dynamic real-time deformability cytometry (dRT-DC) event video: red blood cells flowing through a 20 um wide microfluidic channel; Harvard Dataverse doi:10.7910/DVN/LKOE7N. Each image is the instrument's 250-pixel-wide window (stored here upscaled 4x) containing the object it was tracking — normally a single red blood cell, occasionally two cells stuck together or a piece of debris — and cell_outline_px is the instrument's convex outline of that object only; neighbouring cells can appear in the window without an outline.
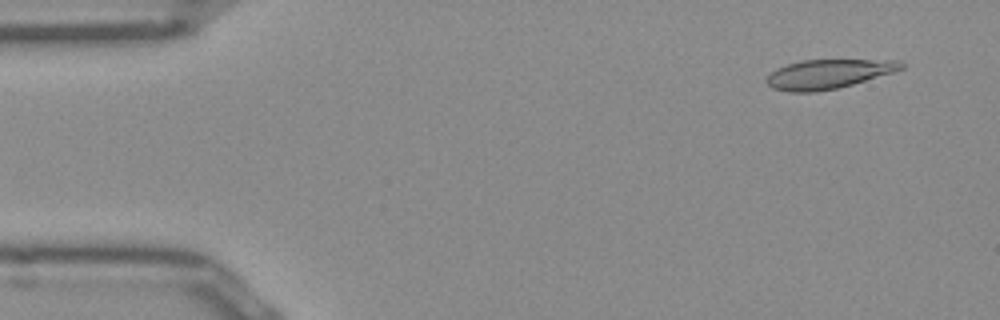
{"species": "Egyptian fruit bat (a non-hibernating species)", "species_latin": "Rousettus aegyptiacus", "temperature_condition": "room temperature", "stored_images_in_passage": 51, "camera_frame_rate_fps": 3000, "um_per_image_px": 0.085, "frame": {"image": 1, "passage_image": 4, "time_ms": 1.0, "image_size_px": [1000, 320], "cell_outline_px": [[904, 68], [892, 72], [852, 84], [836, 88], [816, 92], [788, 92], [772, 88], [764, 80], [776, 68], [800, 60], [900, 60], [904, 64]], "centroid_in_image_um": [70.37, 6.29], "position_along_channel_um": 14.6, "area_um2": 22.77}}
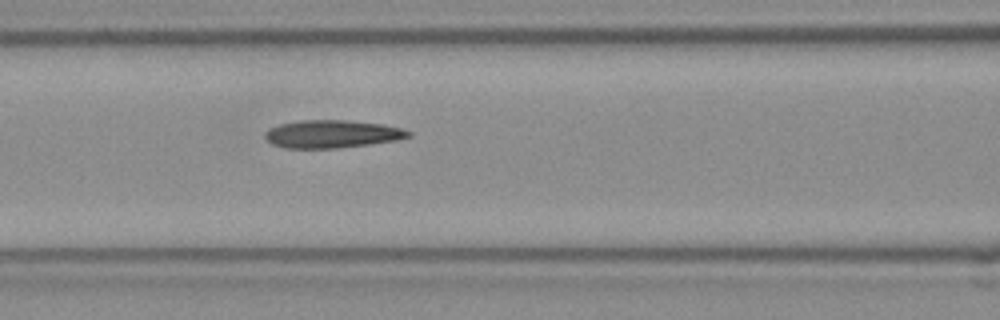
{"frame": {"image": 2, "passage_image": 21, "time_ms": 6.667, "image_size_px": [1000, 320], "cell_outline_px": [[412, 136], [396, 140], [368, 144], [336, 148], [284, 148], [272, 144], [264, 136], [264, 132], [268, 128], [280, 124], [300, 120], [344, 120], [380, 124], [400, 128], [412, 132]], "centroid_in_image_um": [28.18, 11.39], "position_along_channel_um": 138.4, "area_um2": 23.12}}
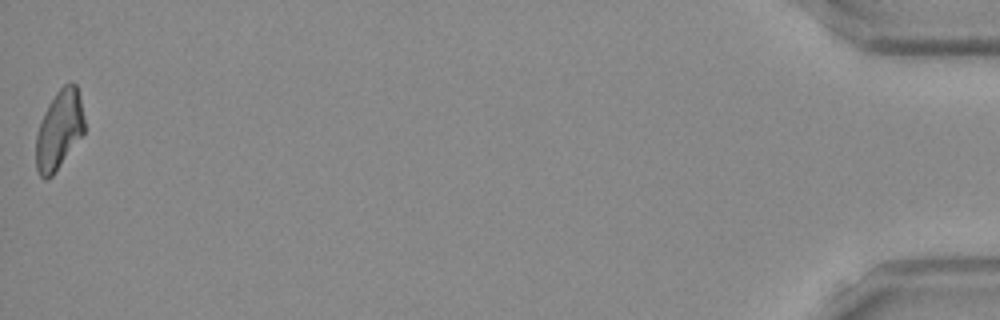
{"frame": {"image": 3, "passage_image": 51, "time_ms": 16.667, "image_size_px": [1000, 320], "cell_outline_px": [[84, 132], [52, 176], [44, 180], [40, 176], [36, 168], [36, 136], [44, 112], [48, 104], [56, 92], [64, 84], [72, 80], [76, 84], [80, 96], [84, 120]], "centroid_in_image_um": [5.02, 11.01], "position_along_channel_um": 430.2, "area_um2": 22.14}, "authors_computed_cell_mechanics": {"area_um2": 23.2934, "velocity_mm_per_s": 3.9487, "shape_relaxation_time_tau1_ms": 8.5449, "shape_relaxation_time_tau2_ms": 3.2637, "deformation_change_tau1": 0.2192, "deformation_change_tau2": 0.1325}}